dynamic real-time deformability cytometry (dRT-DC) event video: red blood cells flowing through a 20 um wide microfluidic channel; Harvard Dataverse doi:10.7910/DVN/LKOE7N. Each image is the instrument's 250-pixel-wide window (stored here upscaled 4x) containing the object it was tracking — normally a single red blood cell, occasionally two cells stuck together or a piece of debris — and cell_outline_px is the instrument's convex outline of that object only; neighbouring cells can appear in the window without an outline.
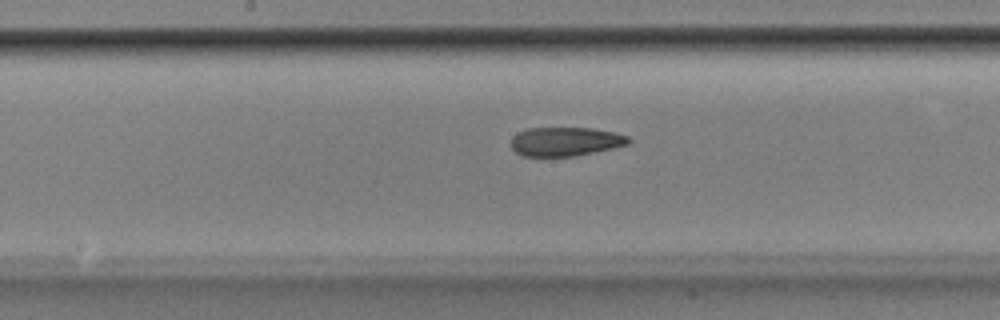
{"species": "Egyptian fruit bat (a non-hibernating species)", "species_latin": "Rousettus aegyptiacus", "temperature_condition": "room temperature", "stored_images_in_passage": 47, "camera_frame_rate_fps": 3000, "um_per_image_px": 0.085, "animal": {"sex": "male"}, "frame": {"image": 1, "passage_image": 27, "time_ms": 8.667, "image_size_px": [1000, 320], "cell_outline_px": [[632, 140], [628, 144], [612, 148], [576, 156], [524, 156], [516, 152], [512, 148], [512, 136], [528, 128], [592, 128], [616, 132], [628, 136]], "centroid_in_image_um": [48.09, 12.03], "position_along_channel_um": 200.1, "area_um2": 19.77}}
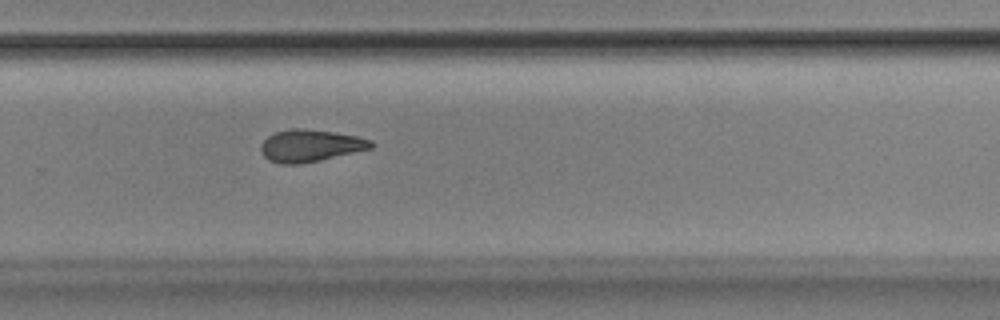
{"frame": {"image": 2, "passage_image": 35, "time_ms": 11.333, "image_size_px": [1000, 320], "cell_outline_px": [[376, 144], [372, 148], [320, 160], [300, 164], [280, 164], [268, 160], [264, 156], [260, 148], [260, 144], [268, 136], [276, 132], [292, 128], [304, 128], [332, 132], [356, 136], [372, 140]], "centroid_in_image_um": [26.37, 12.38], "position_along_channel_um": 303.4, "area_um2": 20.63}}
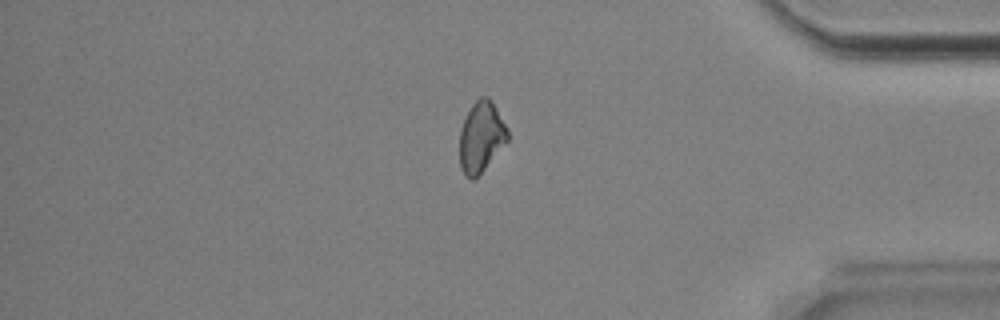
{"frame": {"image": 3, "passage_image": 44, "time_ms": 14.333, "image_size_px": [1000, 320], "cell_outline_px": [[508, 140], [484, 168], [472, 180], [464, 176], [460, 168], [460, 128], [472, 104], [480, 96], [488, 96], [496, 108], [508, 128]], "centroid_in_image_um": [40.89, 11.62], "position_along_channel_um": 394.3, "area_um2": 19.54}}